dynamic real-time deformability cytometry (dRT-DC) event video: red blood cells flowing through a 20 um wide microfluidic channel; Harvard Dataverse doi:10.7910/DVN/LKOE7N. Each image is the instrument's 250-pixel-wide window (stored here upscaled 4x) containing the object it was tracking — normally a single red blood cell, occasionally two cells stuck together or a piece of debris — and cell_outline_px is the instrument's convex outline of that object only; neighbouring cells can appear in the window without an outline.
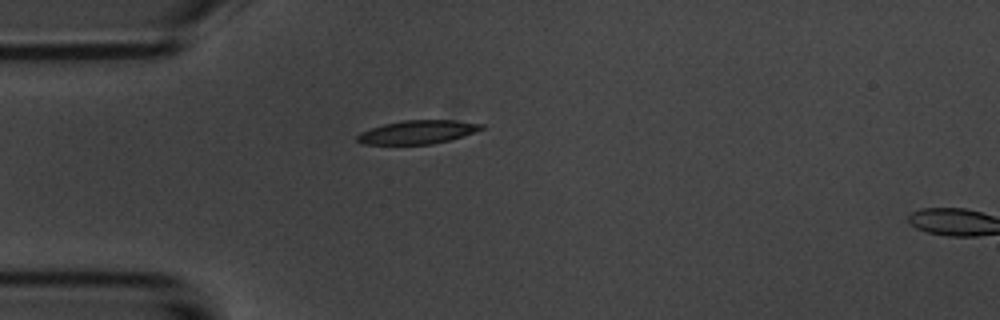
{"species": "common noctule bat (a hibernating species)", "species_latin": "Nyctalus noctula", "temperature_condition": "room temperature", "stored_images_in_passage": 2, "camera_frame_rate_fps": 3000, "um_per_image_px": 0.085, "animal": {"sex": "male", "body_mass_g": 20.1, "forearm_length_mm": 53.5}, "frame": {"image": 1, "passage_image": 1, "time_ms": 0.0, "image_size_px": [1000, 320], "cell_outline_px": [[484, 128], [476, 132], [464, 136], [432, 144], [360, 144], [356, 140], [356, 136], [360, 132], [384, 124], [404, 120], [452, 120], [484, 124]], "centroid_in_image_um": [35.49, 11.23], "position_along_channel_um": 49.5, "area_um2": 16.99}}